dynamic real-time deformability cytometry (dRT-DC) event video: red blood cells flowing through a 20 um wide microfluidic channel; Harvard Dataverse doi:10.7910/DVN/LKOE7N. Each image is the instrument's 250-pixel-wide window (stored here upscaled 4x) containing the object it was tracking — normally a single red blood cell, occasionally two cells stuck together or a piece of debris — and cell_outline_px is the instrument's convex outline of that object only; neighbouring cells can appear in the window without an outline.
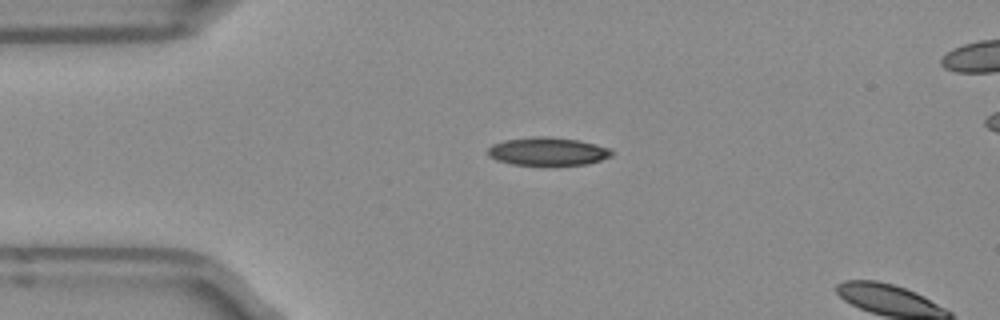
{"species": "Egyptian fruit bat (a non-hibernating species)", "species_latin": "Rousettus aegyptiacus", "temperature_condition": "room temperature", "stored_images_in_passage": 2, "camera_frame_rate_fps": 3000, "um_per_image_px": 0.085, "frame": {"image": 1, "passage_image": 1, "time_ms": 0.0, "image_size_px": [1000, 320], "cell_outline_px": [[612, 156], [588, 164], [548, 168], [544, 168], [512, 164], [496, 160], [488, 156], [488, 148], [492, 144], [504, 140], [532, 136], [548, 136], [580, 140], [608, 148], [612, 152]], "centroid_in_image_um": [46.53, 12.91], "position_along_channel_um": 38.5, "area_um2": 21.27}}